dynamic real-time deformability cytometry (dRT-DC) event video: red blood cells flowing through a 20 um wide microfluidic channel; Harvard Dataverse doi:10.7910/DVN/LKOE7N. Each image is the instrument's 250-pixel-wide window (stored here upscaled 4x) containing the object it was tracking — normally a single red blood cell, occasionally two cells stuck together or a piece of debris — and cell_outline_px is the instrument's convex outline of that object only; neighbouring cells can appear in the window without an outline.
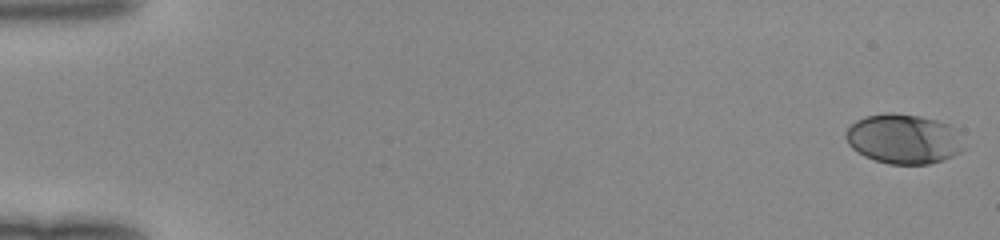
{"species": "human", "species_latin": "Homo sapiens", "temperature_condition": "room temperature", "stored_images_in_passage": 50, "camera_frame_rate_fps": 3000, "um_per_image_px": 0.085, "donor": {"sex": "female"}, "frame": {"image": 1, "passage_image": 1, "time_ms": 0.0, "image_size_px": [1000, 240], "cell_outline_px": [[968, 148], [944, 160], [928, 164], [888, 164], [864, 156], [852, 148], [848, 144], [844, 136], [844, 132], [856, 120], [864, 116], [888, 112], [892, 112], [920, 116], [952, 124], [960, 128]], "centroid_in_image_um": [76.9, 11.79], "position_along_channel_um": 8.1, "area_um2": 35.2}}
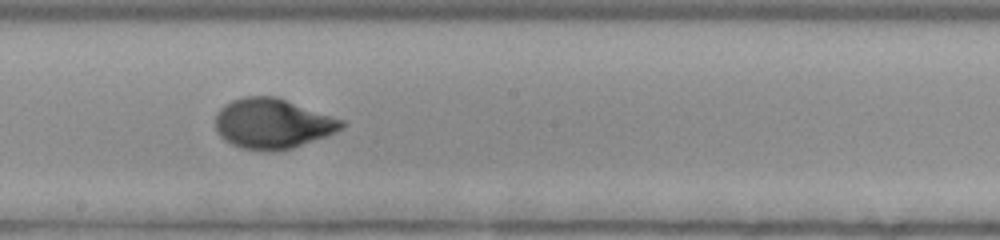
{"frame": {"image": 2, "passage_image": 29, "time_ms": 9.333, "image_size_px": [1000, 240], "cell_outline_px": [[348, 124], [344, 128], [336, 132], [292, 148], [272, 152], [264, 152], [240, 148], [224, 140], [216, 132], [216, 112], [224, 104], [232, 100], [244, 96], [276, 96], [344, 120]], "centroid_in_image_um": [23.16, 10.51], "position_along_channel_um": 225.0, "area_um2": 37.22}}
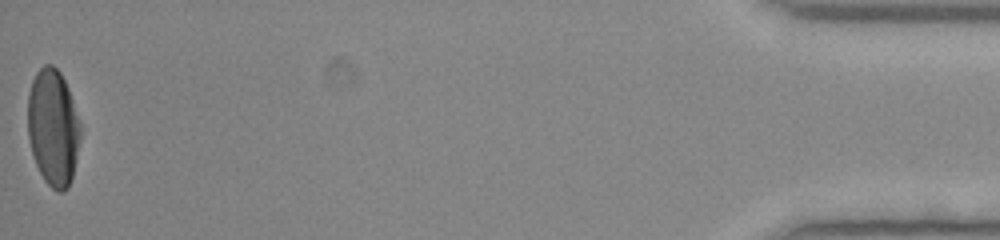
{"frame": {"image": 3, "passage_image": 50, "time_ms": 16.333, "image_size_px": [1000, 240], "cell_outline_px": [[80, 140], [72, 176], [68, 188], [64, 192], [56, 192], [44, 180], [36, 164], [28, 140], [28, 92], [32, 80], [36, 72], [44, 64], [52, 64], [60, 72], [68, 88], [80, 124]], "centroid_in_image_um": [4.5, 10.84], "position_along_channel_um": 430.7, "area_um2": 35.78}}